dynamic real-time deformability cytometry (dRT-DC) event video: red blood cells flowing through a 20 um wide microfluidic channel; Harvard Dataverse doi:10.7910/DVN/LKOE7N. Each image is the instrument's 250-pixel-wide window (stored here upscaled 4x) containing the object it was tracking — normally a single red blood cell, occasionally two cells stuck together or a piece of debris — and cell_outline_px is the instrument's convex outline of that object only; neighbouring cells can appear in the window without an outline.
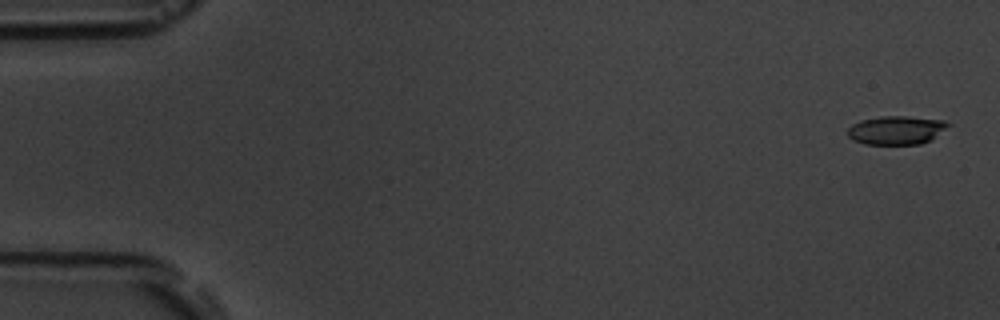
{"species": "common noctule bat (a hibernating species)", "species_latin": "Nyctalus noctula", "temperature_condition": "room temperature", "stored_images_in_passage": 4, "camera_frame_rate_fps": 3000, "um_per_image_px": 0.085, "animal": {"sex": "male", "body_mass_g": 19.5, "forearm_length_mm": 54.6}, "frame": {"image": 1, "passage_image": 1, "time_ms": 0.0, "image_size_px": [1000, 320], "cell_outline_px": [[952, 124], [932, 140], [920, 144], [864, 144], [852, 140], [848, 136], [848, 128], [852, 124], [860, 120], [880, 116], [908, 116], [944, 120]], "centroid_in_image_um": [76.2, 11.06], "position_along_channel_um": 8.8, "area_um2": 16.99}}
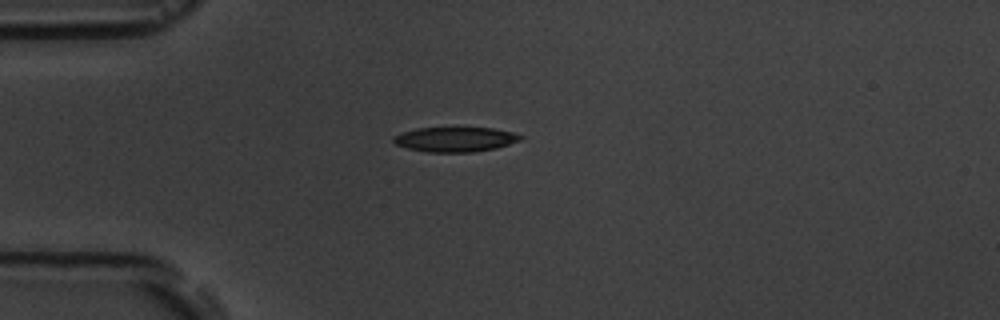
{"frame": {"image": 2, "passage_image": 4, "time_ms": 4.333, "image_size_px": [1000, 320], "cell_outline_px": [[524, 136], [520, 140], [496, 148], [472, 152], [428, 152], [408, 148], [396, 144], [392, 140], [392, 136], [400, 132], [416, 128], [492, 128], [512, 132]], "centroid_in_image_um": [38.65, 11.84], "position_along_channel_um": 46.3, "area_um2": 18.26}}